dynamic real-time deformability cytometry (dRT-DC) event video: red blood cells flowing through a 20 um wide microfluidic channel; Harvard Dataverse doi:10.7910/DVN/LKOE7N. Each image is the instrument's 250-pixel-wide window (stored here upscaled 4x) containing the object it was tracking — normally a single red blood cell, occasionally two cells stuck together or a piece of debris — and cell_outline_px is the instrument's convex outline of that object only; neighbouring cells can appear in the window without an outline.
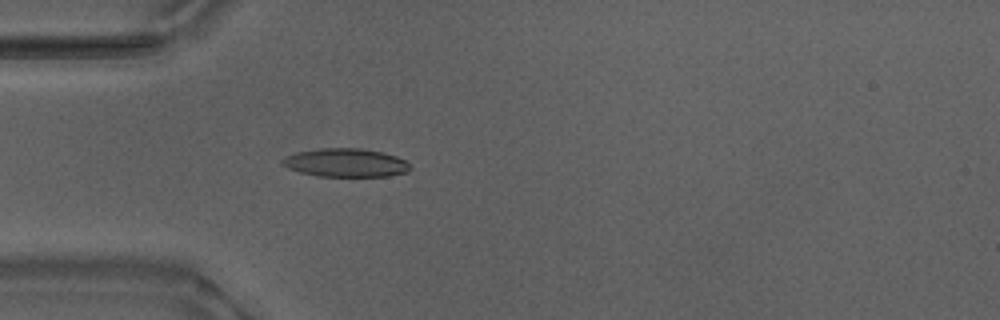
{"species": "Egyptian fruit bat (a non-hibernating species)", "species_latin": "Rousettus aegyptiacus", "temperature_condition": "warm", "stored_images_in_passage": 53, "camera_frame_rate_fps": 3000, "um_per_image_px": 0.085, "animal": {"sex": "male"}, "frame": {"image": 1, "passage_image": 16, "time_ms": 5.0, "image_size_px": [1000, 320], "cell_outline_px": [[412, 168], [408, 172], [388, 176], [320, 176], [300, 172], [288, 168], [280, 164], [280, 160], [296, 152], [320, 148], [360, 148], [384, 152], [396, 156], [404, 160]], "centroid_in_image_um": [29.39, 13.83], "position_along_channel_um": 55.6, "area_um2": 21.21}}
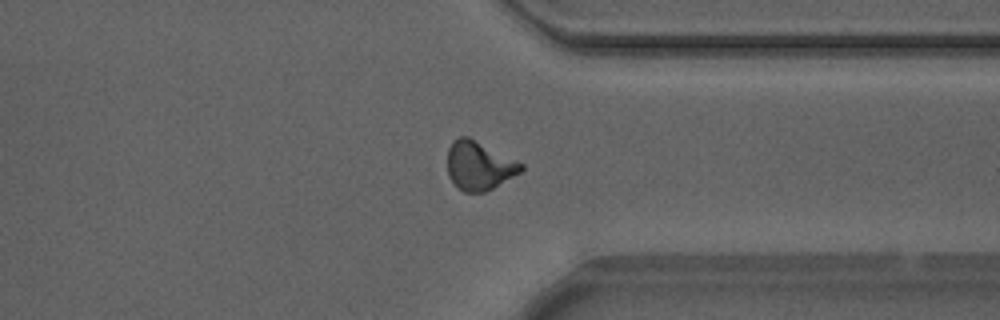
{"frame": {"image": 2, "passage_image": 41, "time_ms": 13.333, "image_size_px": [1000, 320], "cell_outline_px": [[524, 168], [520, 172], [492, 188], [484, 192], [464, 192], [456, 188], [448, 176], [448, 148], [452, 140], [460, 136], [468, 136], [524, 164]], "centroid_in_image_um": [40.68, 14.07], "position_along_channel_um": 370.7, "area_um2": 20.87}}
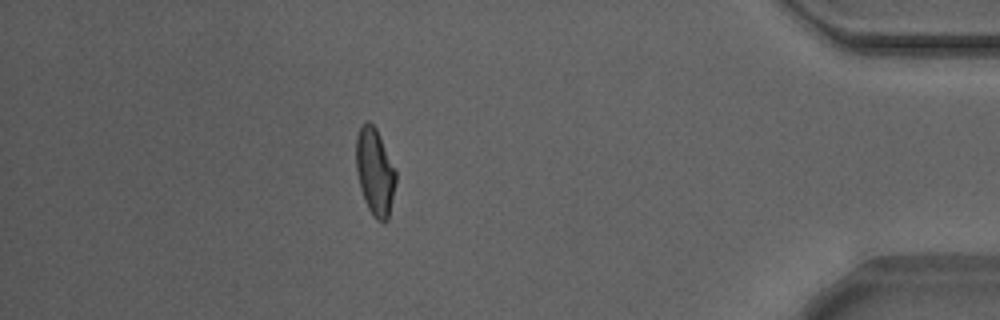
{"frame": {"image": 3, "passage_image": 47, "time_ms": 15.333, "image_size_px": [1000, 320], "cell_outline_px": [[396, 180], [388, 220], [384, 224], [376, 220], [372, 216], [364, 200], [360, 188], [356, 172], [356, 136], [364, 120], [368, 120], [376, 128], [396, 172]], "centroid_in_image_um": [31.85, 14.63], "position_along_channel_um": 403.4, "area_um2": 20.23}, "authors_computed_cell_mechanics": {"area_um2": 20.4612, "velocity_mm_per_s": 3.8694, "shape_relaxation_time_tau1_ms": 6.0418, "shape_relaxation_time_tau2_ms": 1.8834, "deformation_change_tau1": 0.2097, "deformation_change_tau2": 0.0943}}